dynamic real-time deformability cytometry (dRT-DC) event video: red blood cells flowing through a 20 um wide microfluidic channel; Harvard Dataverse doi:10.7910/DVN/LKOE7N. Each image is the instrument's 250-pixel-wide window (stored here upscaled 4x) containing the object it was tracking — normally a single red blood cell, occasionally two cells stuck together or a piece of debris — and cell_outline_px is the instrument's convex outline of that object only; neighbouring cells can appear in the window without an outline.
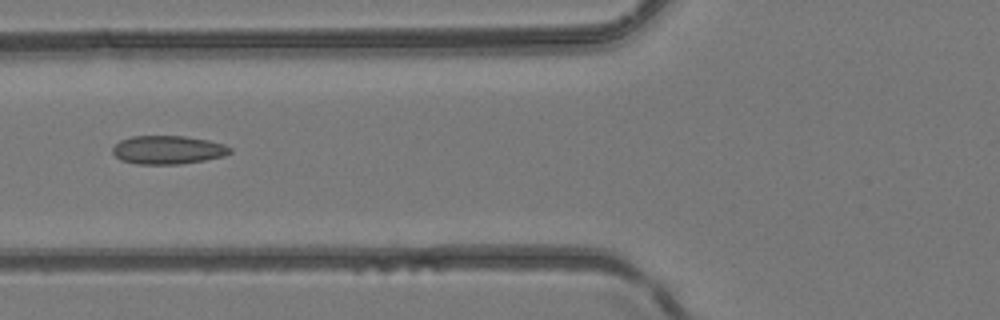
{"species": "common noctule bat (a hibernating species)", "species_latin": "Nyctalus noctula", "temperature_condition": "room temperature", "stored_images_in_passage": 7, "camera_frame_rate_fps": 3000, "um_per_image_px": 0.085, "animal": {"sex": "female", "body_mass_g": 24.6, "forearm_length_mm": 56.2}, "frame": {"image": 1, "passage_image": 5, "time_ms": 5.667, "image_size_px": [1000, 320], "cell_outline_px": [[232, 152], [224, 156], [204, 160], [180, 164], [136, 164], [120, 160], [112, 152], [112, 148], [120, 140], [132, 136], [184, 136], [208, 140], [224, 144], [232, 148]], "centroid_in_image_um": [14.27, 12.74], "position_along_channel_um": 111.5, "area_um2": 19.54}}
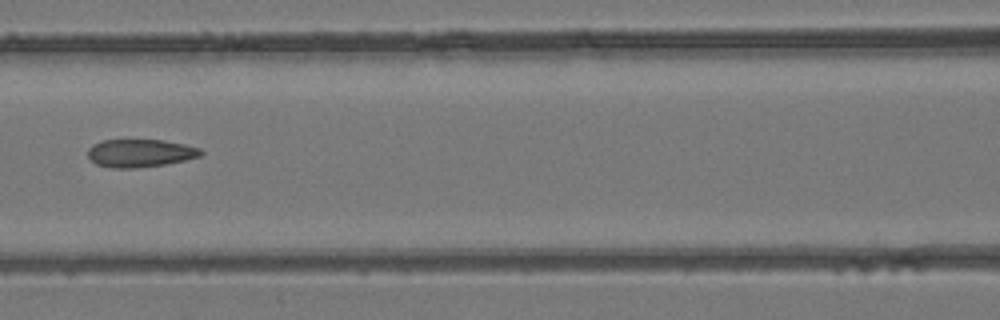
{"frame": {"image": 2, "passage_image": 6, "time_ms": 6.667, "image_size_px": [1000, 320], "cell_outline_px": [[204, 152], [200, 156], [184, 160], [164, 164], [136, 168], [112, 168], [96, 164], [88, 156], [88, 148], [92, 144], [104, 140], [164, 140], [184, 144], [200, 148]], "centroid_in_image_um": [11.9, 13.01], "position_along_channel_um": 154.7, "area_um2": 18.32}}
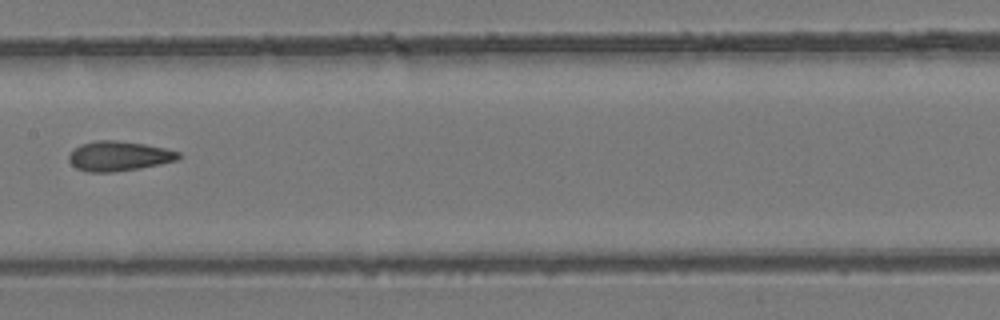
{"frame": {"image": 3, "passage_image": 7, "time_ms": 7.667, "image_size_px": [1000, 320], "cell_outline_px": [[180, 156], [176, 160], [160, 164], [140, 168], [112, 172], [88, 172], [76, 168], [68, 160], [68, 156], [80, 144], [96, 140], [116, 140], [144, 144], [164, 148], [180, 152]], "centroid_in_image_um": [10.08, 13.26], "position_along_channel_um": 197.3, "area_um2": 18.9}}